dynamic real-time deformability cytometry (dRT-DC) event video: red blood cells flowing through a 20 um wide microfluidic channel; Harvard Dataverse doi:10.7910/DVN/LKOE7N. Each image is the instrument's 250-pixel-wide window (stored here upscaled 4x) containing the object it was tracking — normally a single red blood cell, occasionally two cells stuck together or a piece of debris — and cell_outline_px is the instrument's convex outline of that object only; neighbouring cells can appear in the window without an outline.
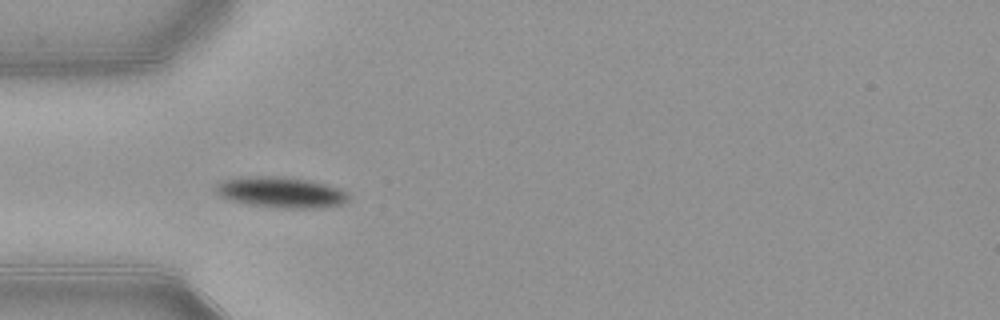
{"species": "common noctule bat (a hibernating species)", "species_latin": "Nyctalus noctula", "temperature_condition": "warm", "stored_images_in_passage": 38, "camera_frame_rate_fps": 3000, "um_per_image_px": 0.085, "animal": {"sex": "female", "body_mass_g": 21.9}, "frame": {"image": 1, "passage_image": 1, "time_ms": 0.0, "image_size_px": [1000, 320], "cell_outline_px": [[348, 200], [344, 204], [320, 208], [284, 208], [248, 204], [228, 200], [220, 196], [212, 188], [220, 180], [244, 176], [284, 176], [308, 180], [324, 184], [336, 188], [344, 192], [348, 196]], "centroid_in_image_um": [23.79, 16.34], "position_along_channel_um": 61.2, "area_um2": 23.99}}
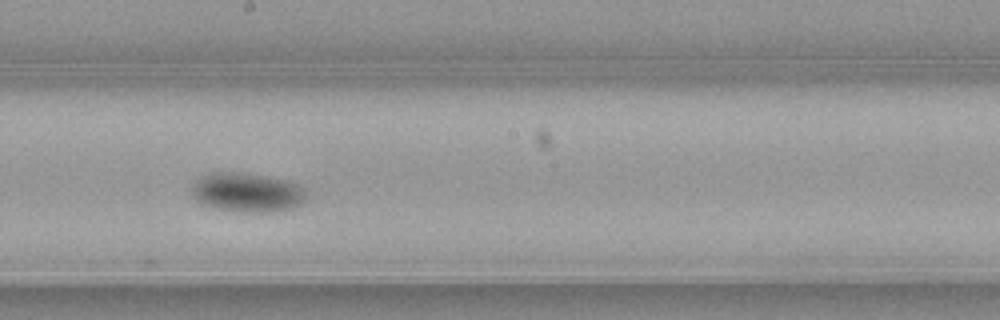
{"frame": {"image": 2, "passage_image": 14, "time_ms": 4.333, "image_size_px": [1000, 320], "cell_outline_px": [[308, 200], [284, 212], [248, 212], [216, 208], [200, 204], [192, 196], [192, 188], [196, 180], [200, 176], [208, 172], [244, 172], [288, 180], [300, 184], [308, 188]], "centroid_in_image_um": [21.09, 16.35], "position_along_channel_um": 227.1, "area_um2": 27.05}}
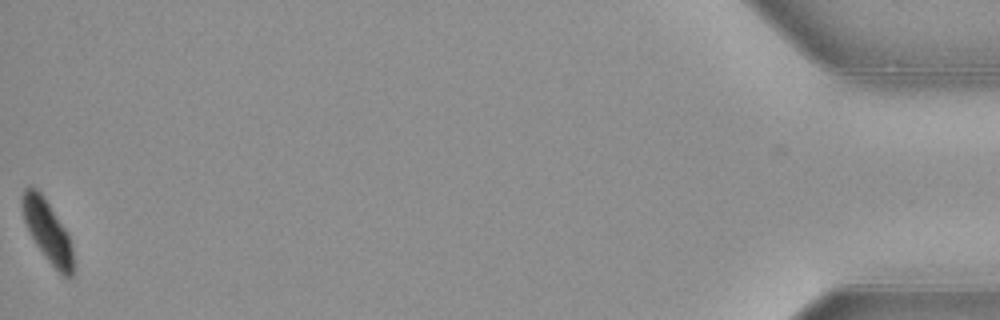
{"frame": {"image": 3, "passage_image": 38, "time_ms": 12.333, "image_size_px": [1000, 320], "cell_outline_px": [[72, 276], [64, 276], [48, 260], [36, 244], [24, 220], [20, 204], [20, 200], [24, 188], [36, 188], [40, 192], [68, 232], [72, 244]], "centroid_in_image_um": [4.02, 19.59], "position_along_channel_um": 431.2, "area_um2": 17.86}, "authors_computed_cell_mechanics": {"area_um2": 23.5246, "velocity_mm_per_s": 3.8537, "shape_relaxation_time_tau1_ms": 1.8682, "shape_relaxation_time_tau2_ms": null, "deformation_change_tau1": 0.1253, "deformation_change_tau2": null}}